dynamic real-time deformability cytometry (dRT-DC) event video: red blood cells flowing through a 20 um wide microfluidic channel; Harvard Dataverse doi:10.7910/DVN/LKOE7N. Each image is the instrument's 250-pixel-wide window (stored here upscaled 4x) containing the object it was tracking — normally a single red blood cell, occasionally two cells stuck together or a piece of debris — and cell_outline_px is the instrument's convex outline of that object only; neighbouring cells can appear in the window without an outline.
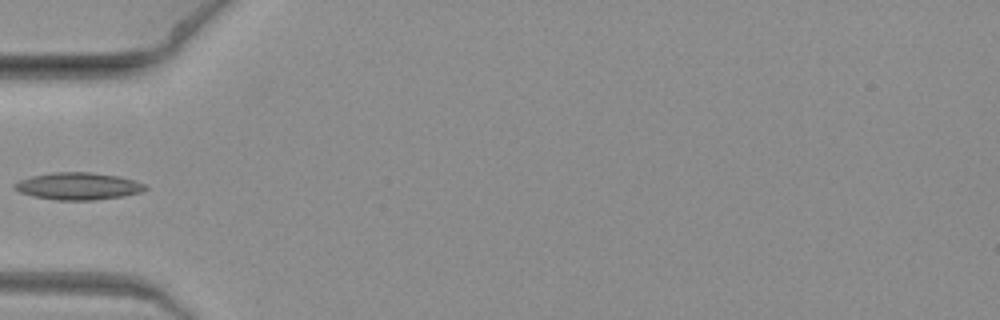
{"species": "common noctule bat (a hibernating species)", "species_latin": "Nyctalus noctula", "temperature_condition": "warm", "stored_images_in_passage": 11, "camera_frame_rate_fps": 3000, "um_per_image_px": 0.085, "animal": {"sex": "female", "body_mass_g": 19.3, "forearm_length_mm": 54.1}, "frame": {"image": 1, "passage_image": 8, "time_ms": 2.333, "image_size_px": [1000, 320], "cell_outline_px": [[148, 188], [140, 192], [124, 196], [96, 200], [56, 200], [32, 196], [20, 192], [12, 188], [12, 184], [20, 180], [32, 176], [52, 172], [92, 172], [120, 176], [144, 184]], "centroid_in_image_um": [6.62, 15.82], "position_along_channel_um": 78.4, "area_um2": 20.81}}
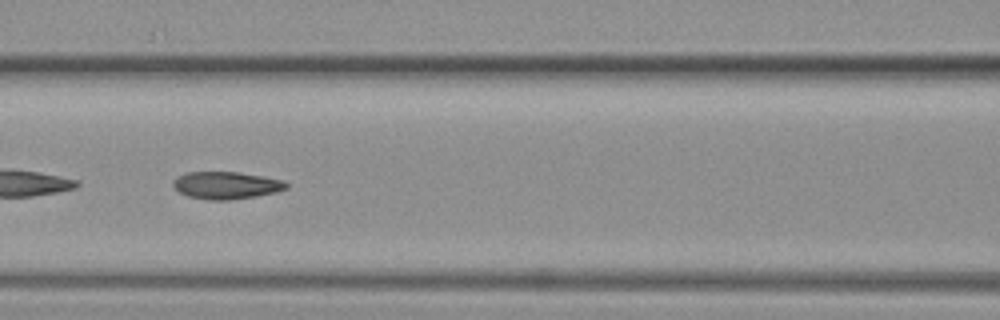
{"frame": {"image": 2, "passage_image": 10, "time_ms": 3.0, "image_size_px": [1000, 320], "cell_outline_px": [[288, 188], [276, 192], [256, 196], [232, 200], [208, 200], [188, 196], [180, 192], [172, 184], [172, 180], [176, 176], [188, 172], [236, 172], [264, 176], [284, 180], [288, 184]], "centroid_in_image_um": [19.24, 15.75], "position_along_channel_um": 147.4, "area_um2": 18.15}}